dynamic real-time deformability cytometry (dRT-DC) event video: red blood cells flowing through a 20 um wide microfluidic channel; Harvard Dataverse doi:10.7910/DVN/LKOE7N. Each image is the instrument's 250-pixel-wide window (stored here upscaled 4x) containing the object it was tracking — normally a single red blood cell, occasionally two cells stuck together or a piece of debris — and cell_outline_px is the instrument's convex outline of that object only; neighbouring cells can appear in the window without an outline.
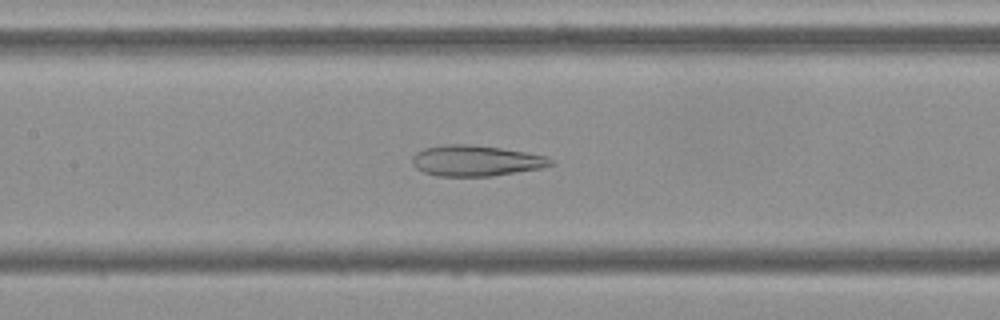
{"species": "Egyptian fruit bat (a non-hibernating species)", "species_latin": "Rousettus aegyptiacus", "temperature_condition": "cold", "stored_images_in_passage": 41, "camera_frame_rate_fps": 3000, "um_per_image_px": 0.085, "frame": {"image": 1, "passage_image": 12, "time_ms": 3.667, "image_size_px": [1000, 320], "cell_outline_px": [[556, 164], [540, 168], [492, 176], [436, 176], [424, 172], [416, 168], [412, 164], [412, 156], [416, 152], [424, 148], [444, 144], [472, 144], [500, 148], [548, 156], [556, 160]], "centroid_in_image_um": [40.46, 13.65], "position_along_channel_um": 166.9, "area_um2": 25.03}}
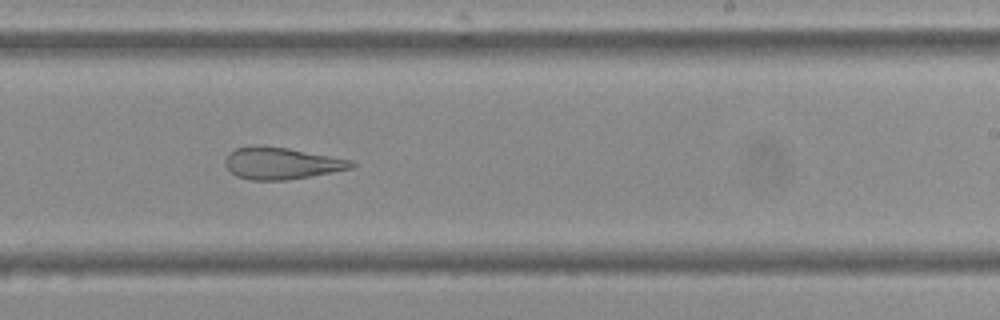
{"frame": {"image": 2, "passage_image": 20, "time_ms": 6.333, "image_size_px": [1000, 320], "cell_outline_px": [[356, 164], [352, 168], [288, 180], [248, 180], [236, 176], [224, 164], [224, 160], [228, 152], [236, 148], [252, 144], [260, 144], [288, 148], [352, 160]], "centroid_in_image_um": [23.86, 13.86], "position_along_channel_um": 265.1, "area_um2": 23.64}}
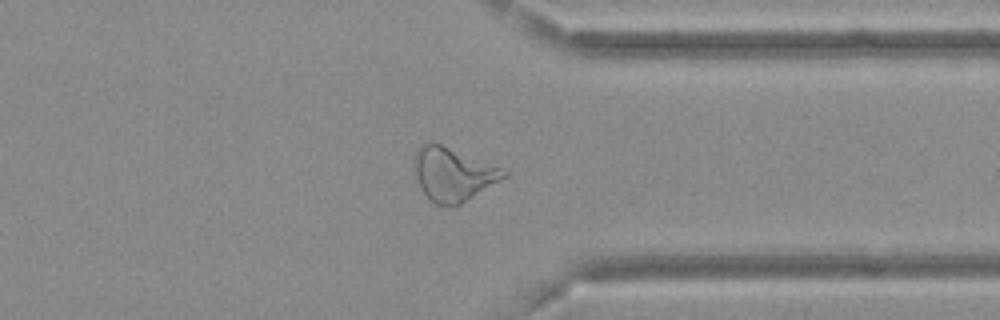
{"frame": {"image": 3, "passage_image": 29, "time_ms": 9.333, "image_size_px": [1000, 320], "cell_outline_px": [[508, 176], [460, 204], [436, 204], [424, 192], [416, 176], [412, 164], [416, 152], [424, 144], [440, 144], [500, 168], [508, 172]], "centroid_in_image_um": [38.5, 14.81], "position_along_channel_um": 372.9, "area_um2": 26.76}, "authors_computed_cell_mechanics": {"area_um2": 26.7614, "velocity_mm_per_s": 3.6903, "shape_relaxation_time_tau1_ms": null, "shape_relaxation_time_tau2_ms": 2.4306, "deformation_change_tau1": null, "deformation_change_tau2": 0.1154}}